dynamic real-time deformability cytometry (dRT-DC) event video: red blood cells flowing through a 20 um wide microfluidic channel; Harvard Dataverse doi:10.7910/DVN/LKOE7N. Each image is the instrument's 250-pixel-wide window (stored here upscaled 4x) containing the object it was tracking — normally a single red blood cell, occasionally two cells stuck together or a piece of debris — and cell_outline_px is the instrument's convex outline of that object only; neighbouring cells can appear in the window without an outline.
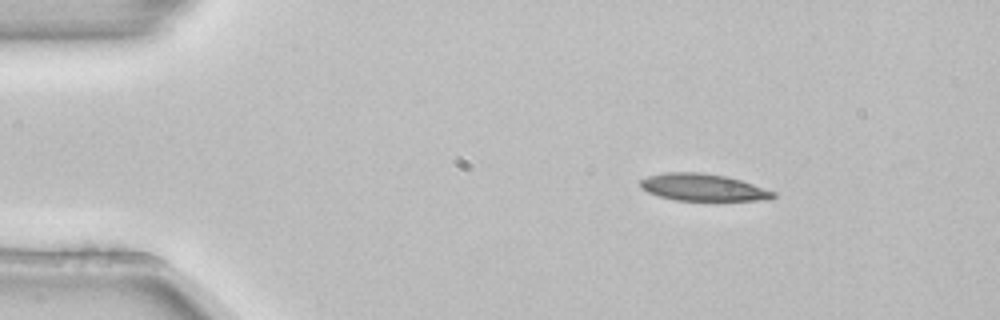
{"species": "common noctule bat (a hibernating species)", "species_latin": "Nyctalus noctula", "temperature_condition": "room temperature", "stored_images_in_passage": 5, "camera_frame_rate_fps": 3000, "um_per_image_px": 0.085, "animal": {"sex": "female", "body_mass_g": 22.7, "forearm_length_mm": 54.2}, "frame": {"image": 1, "passage_image": 3, "time_ms": 0.667, "image_size_px": [1000, 320], "cell_outline_px": [[776, 196], [768, 200], [676, 200], [660, 196], [648, 192], [640, 184], [640, 180], [648, 176], [664, 172], [704, 172], [728, 176], [776, 192]], "centroid_in_image_um": [59.78, 15.91], "position_along_channel_um": 25.2, "area_um2": 20.87}}